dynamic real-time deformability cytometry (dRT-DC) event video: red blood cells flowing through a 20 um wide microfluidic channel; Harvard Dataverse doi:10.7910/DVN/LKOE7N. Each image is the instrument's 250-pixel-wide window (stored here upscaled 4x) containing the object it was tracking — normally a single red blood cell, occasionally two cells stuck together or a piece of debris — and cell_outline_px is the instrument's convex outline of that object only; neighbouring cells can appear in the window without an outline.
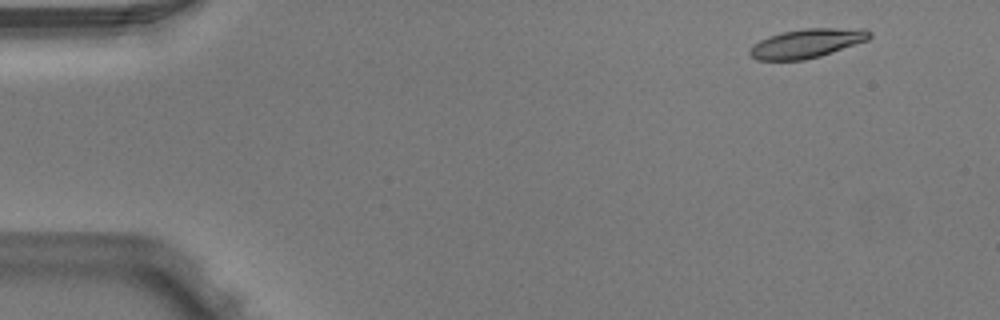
{"species": "Egyptian fruit bat (a non-hibernating species)", "species_latin": "Rousettus aegyptiacus", "temperature_condition": "warm", "stored_images_in_passage": 3, "camera_frame_rate_fps": 3000, "um_per_image_px": 0.085, "animal": {"sex": "male"}, "frame": {"image": 1, "passage_image": 1, "time_ms": 0.0, "image_size_px": [1000, 320], "cell_outline_px": [[872, 36], [868, 40], [820, 56], [804, 60], [756, 60], [748, 52], [752, 44], [768, 36], [784, 32], [804, 28], [864, 28], [872, 32]], "centroid_in_image_um": [68.6, 3.67], "position_along_channel_um": 16.4, "area_um2": 20.35}}
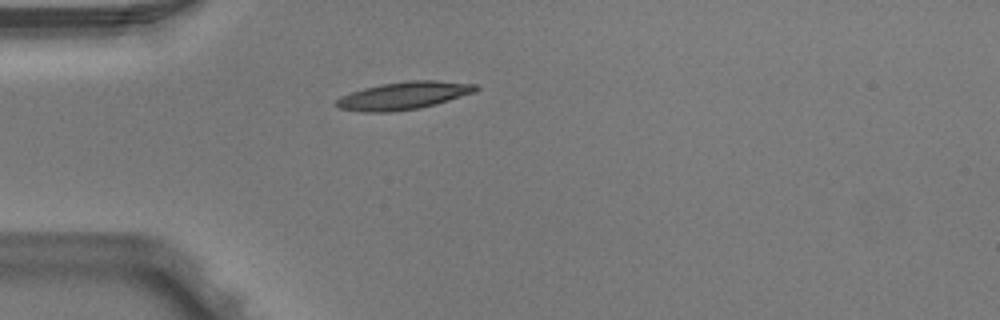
{"frame": {"image": 2, "passage_image": 3, "time_ms": 0.667, "image_size_px": [1000, 320], "cell_outline_px": [[480, 88], [476, 92], [436, 104], [420, 108], [392, 112], [360, 112], [340, 108], [332, 104], [340, 96], [364, 88], [380, 84], [408, 80], [436, 80], [476, 84]], "centroid_in_image_um": [34.31, 8.13], "position_along_channel_um": 50.7, "area_um2": 22.72}}